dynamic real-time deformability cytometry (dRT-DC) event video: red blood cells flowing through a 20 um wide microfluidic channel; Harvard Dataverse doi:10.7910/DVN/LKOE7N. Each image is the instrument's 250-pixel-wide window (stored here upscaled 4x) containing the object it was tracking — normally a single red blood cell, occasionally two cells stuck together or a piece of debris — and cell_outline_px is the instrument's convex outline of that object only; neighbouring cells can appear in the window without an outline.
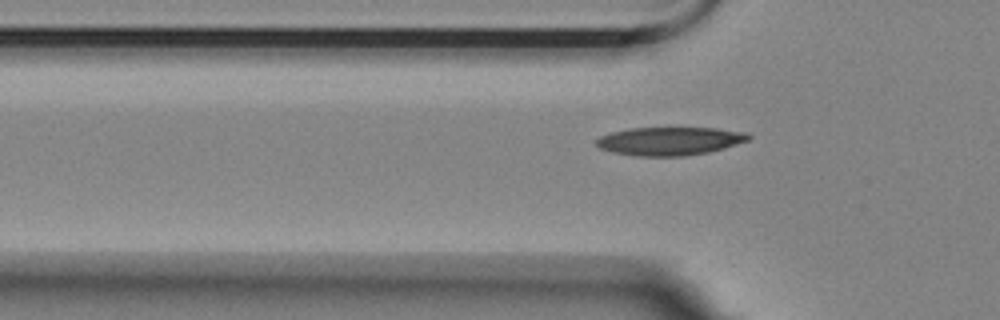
{"species": "Egyptian fruit bat (a non-hibernating species)", "species_latin": "Rousettus aegyptiacus", "temperature_condition": "room temperature", "stored_images_in_passage": 16, "camera_frame_rate_fps": 3000, "um_per_image_px": 0.085, "animal": {"sex": "female"}, "frame": {"image": 1, "passage_image": 6, "time_ms": 1.667, "image_size_px": [1000, 320], "cell_outline_px": [[752, 136], [748, 140], [724, 148], [708, 152], [684, 156], [636, 156], [612, 152], [600, 148], [596, 144], [596, 140], [600, 136], [612, 132], [628, 128], [716, 128], [748, 132]], "centroid_in_image_um": [56.93, 11.99], "position_along_channel_um": 68.9, "area_um2": 25.09}}
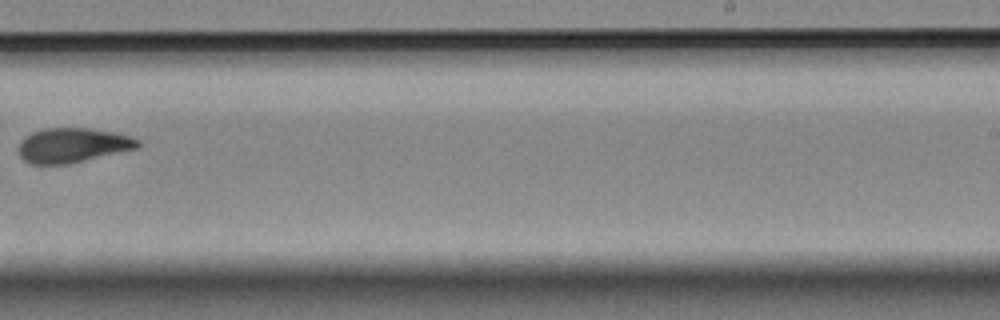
{"frame": {"image": 2, "passage_image": 11, "time_ms": 3.333, "image_size_px": [1000, 320], "cell_outline_px": [[140, 144], [136, 148], [68, 164], [32, 164], [24, 160], [20, 156], [20, 140], [24, 136], [32, 132], [44, 128], [92, 128], [112, 132], [128, 136], [140, 140]], "centroid_in_image_um": [6.14, 12.34], "position_along_channel_um": 282.9, "area_um2": 23.81}}
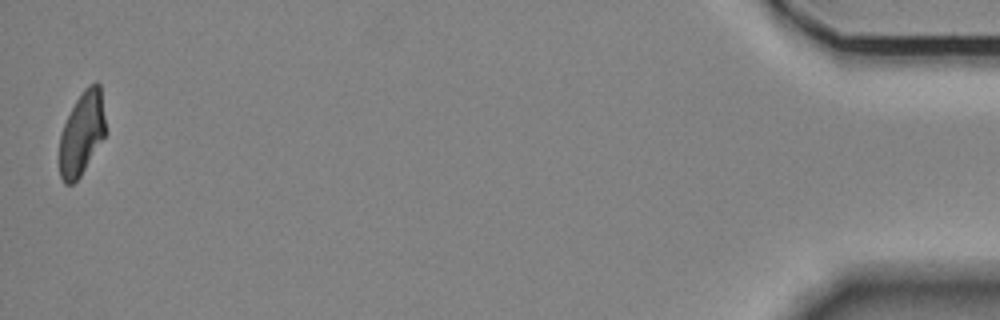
{"frame": {"image": 3, "passage_image": 16, "time_ms": 5.0, "image_size_px": [1000, 320], "cell_outline_px": [[108, 132], [80, 176], [72, 184], [64, 184], [60, 176], [60, 132], [76, 100], [84, 88], [88, 84], [96, 80], [100, 84]], "centroid_in_image_um": [7.0, 11.3], "position_along_channel_um": 428.2, "area_um2": 22.72}}